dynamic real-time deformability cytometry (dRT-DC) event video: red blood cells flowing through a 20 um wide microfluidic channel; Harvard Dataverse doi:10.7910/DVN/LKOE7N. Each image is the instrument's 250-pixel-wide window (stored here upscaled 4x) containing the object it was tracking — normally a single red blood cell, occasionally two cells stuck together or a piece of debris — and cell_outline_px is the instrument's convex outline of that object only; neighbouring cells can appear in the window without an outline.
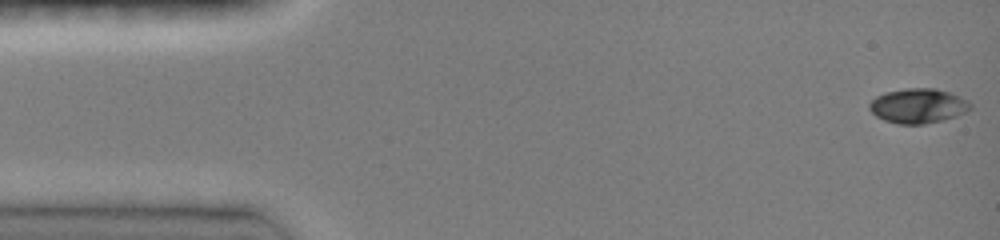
{"species": "common noctule bat (a hibernating species)", "species_latin": "Nyctalus noctula", "temperature_condition": "room temperature", "stored_images_in_passage": 47, "camera_frame_rate_fps": 3000, "um_per_image_px": 0.085, "animal": {"sex": "female", "body_mass_g": 19.0, "forearm_length_mm": 51.5}, "frame": {"image": 1, "passage_image": 1, "time_ms": 0.0, "image_size_px": [1000, 240], "cell_outline_px": [[972, 108], [956, 116], [924, 124], [896, 124], [884, 120], [876, 116], [868, 108], [868, 104], [876, 96], [884, 92], [904, 88], [936, 88], [948, 92], [968, 100], [972, 104]], "centroid_in_image_um": [78.01, 8.99], "position_along_channel_um": 7.0, "area_um2": 20.46}}
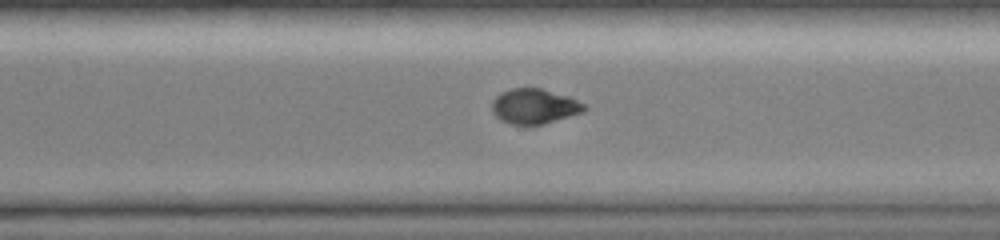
{"frame": {"image": 2, "passage_image": 33, "time_ms": 10.667, "image_size_px": [1000, 240], "cell_outline_px": [[588, 108], [584, 112], [544, 124], [512, 124], [500, 120], [492, 112], [492, 100], [500, 92], [512, 88], [540, 88], [568, 96], [584, 104]], "centroid_in_image_um": [45.41, 9.03], "position_along_channel_um": 325.2, "area_um2": 18.84}}
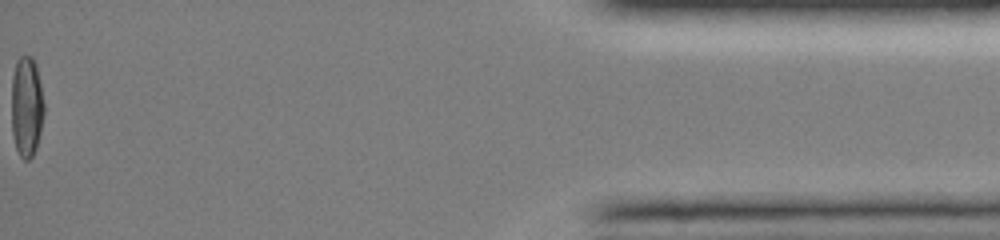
{"frame": {"image": 3, "passage_image": 47, "time_ms": 15.333, "image_size_px": [1000, 240], "cell_outline_px": [[44, 112], [40, 132], [36, 148], [32, 156], [28, 160], [24, 160], [20, 156], [16, 148], [12, 136], [12, 76], [16, 60], [20, 56], [32, 56], [36, 64], [44, 104]], "centroid_in_image_um": [2.25, 9.06], "position_along_channel_um": 432.9, "area_um2": 19.13}, "authors_computed_cell_mechanics": {"area_um2": 19.8254, "velocity_mm_per_s": 4.1197, "shape_relaxation_time_tau1_ms": 5.5216, "shape_relaxation_time_tau2_ms": 3.3941, "deformation_change_tau1": 0.1954, "deformation_change_tau2": 0.0413}}